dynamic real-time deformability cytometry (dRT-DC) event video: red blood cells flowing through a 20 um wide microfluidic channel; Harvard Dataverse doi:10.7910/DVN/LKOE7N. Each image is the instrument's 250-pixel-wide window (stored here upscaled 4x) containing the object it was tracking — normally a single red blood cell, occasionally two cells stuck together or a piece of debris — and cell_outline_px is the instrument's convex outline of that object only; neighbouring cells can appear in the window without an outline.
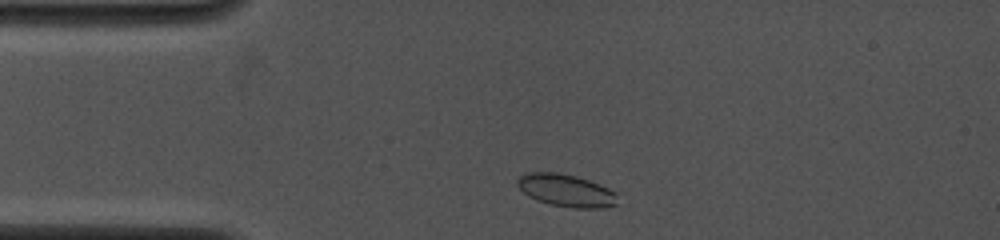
{"species": "common noctule bat (a hibernating species)", "species_latin": "Nyctalus noctula", "temperature_condition": "cold", "stored_images_in_passage": 30, "camera_frame_rate_fps": 4000, "um_per_image_px": 0.085, "animal": {"sex": "female", "body_mass_g": 19.0, "forearm_length_mm": 53.3}, "frame": {"image": 1, "passage_image": 2, "time_ms": 0.25, "image_size_px": [1000, 240], "cell_outline_px": [[616, 204], [600, 208], [572, 208], [552, 204], [536, 200], [528, 196], [516, 184], [516, 180], [520, 176], [528, 172], [560, 172], [576, 176], [588, 180], [608, 188], [616, 192]], "centroid_in_image_um": [48.09, 16.18], "position_along_channel_um": 36.9, "area_um2": 18.84}}
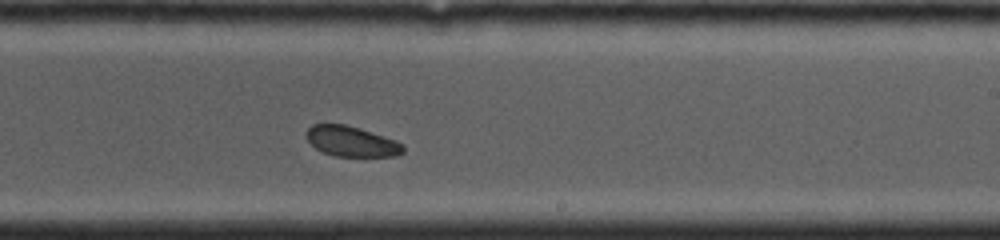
{"frame": {"image": 2, "passage_image": 18, "time_ms": 6.5, "image_size_px": [1000, 240], "cell_outline_px": [[404, 152], [396, 156], [336, 156], [324, 152], [316, 148], [304, 136], [304, 132], [312, 124], [344, 124], [360, 128], [396, 140], [404, 144]], "centroid_in_image_um": [29.87, 12.01], "position_along_channel_um": 259.1, "area_um2": 17.17}}
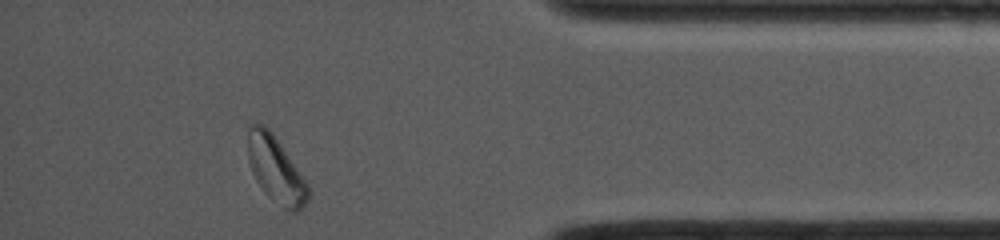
{"frame": {"image": 3, "passage_image": 30, "time_ms": 10.75, "image_size_px": [1000, 240], "cell_outline_px": [[308, 200], [296, 212], [292, 212], [284, 208], [268, 196], [264, 192], [256, 180], [252, 172], [248, 160], [248, 124], [264, 124], [272, 132], [308, 184]], "centroid_in_image_um": [23.41, 14.39], "position_along_channel_um": 411.8, "area_um2": 22.89}, "authors_computed_cell_mechanics": {"area_um2": 18.8428, "velocity_mm_per_s": 4.0201, "shape_relaxation_time_tau1_ms": 0.853, "shape_relaxation_time_tau2_ms": 11.1315, "deformation_change_tau1": 0.0478, "deformation_change_tau2": 0.1594}}